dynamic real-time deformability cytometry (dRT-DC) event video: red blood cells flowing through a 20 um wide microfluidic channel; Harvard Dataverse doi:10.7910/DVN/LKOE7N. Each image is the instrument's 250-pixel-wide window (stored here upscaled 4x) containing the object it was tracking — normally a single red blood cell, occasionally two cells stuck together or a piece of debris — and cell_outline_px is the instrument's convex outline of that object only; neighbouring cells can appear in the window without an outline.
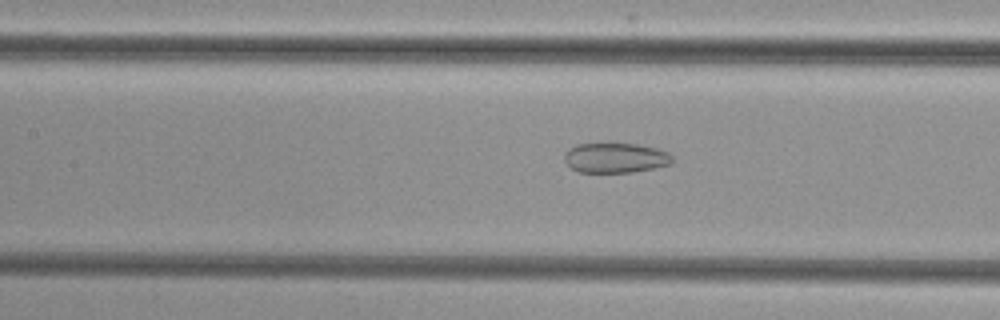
{"species": "common noctule bat (a hibernating species)", "species_latin": "Nyctalus noctula", "temperature_condition": "cold", "stored_images_in_passage": 46, "camera_frame_rate_fps": 3000, "um_per_image_px": 0.085, "animal": {"sex": "female", "body_mass_g": 29.2, "forearm_length_mm": 56.3}, "frame": {"image": 1, "passage_image": 18, "time_ms": 5.667, "image_size_px": [1000, 320], "cell_outline_px": [[672, 164], [632, 172], [576, 172], [564, 160], [564, 152], [568, 148], [576, 144], [636, 144], [656, 148], [668, 152], [672, 156]], "centroid_in_image_um": [52.29, 13.42], "position_along_channel_um": 155.1, "area_um2": 18.79}}
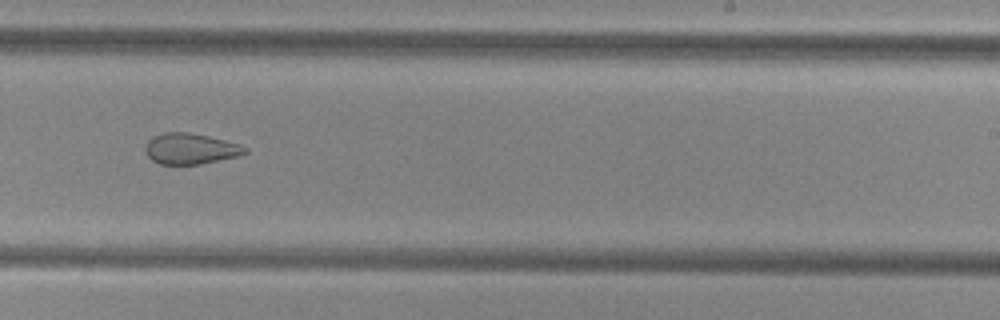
{"frame": {"image": 2, "passage_image": 27, "time_ms": 8.667, "image_size_px": [1000, 320], "cell_outline_px": [[248, 152], [240, 156], [200, 164], [160, 164], [152, 160], [148, 156], [144, 148], [148, 140], [152, 136], [164, 132], [188, 132], [208, 136], [240, 144], [248, 148]], "centroid_in_image_um": [16.2, 12.64], "position_along_channel_um": 272.8, "area_um2": 18.03}}
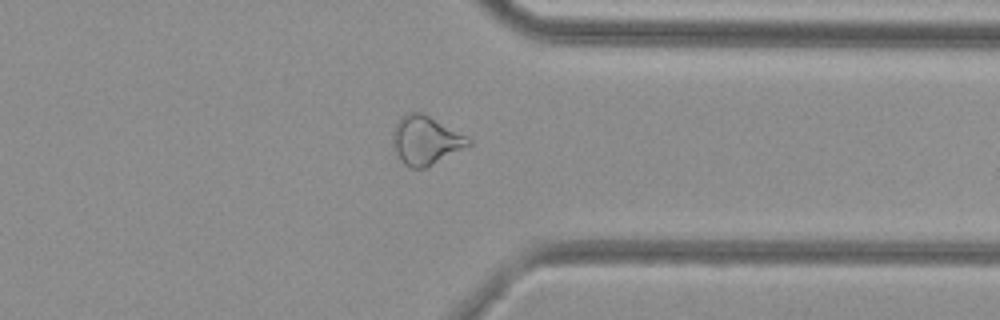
{"frame": {"image": 3, "passage_image": 35, "time_ms": 11.333, "image_size_px": [1000, 320], "cell_outline_px": [[472, 144], [424, 168], [412, 168], [404, 164], [400, 160], [392, 144], [392, 132], [400, 116], [408, 112], [420, 112], [428, 116], [472, 140]], "centroid_in_image_um": [36.12, 11.93], "position_along_channel_um": 375.3, "area_um2": 20.98}}